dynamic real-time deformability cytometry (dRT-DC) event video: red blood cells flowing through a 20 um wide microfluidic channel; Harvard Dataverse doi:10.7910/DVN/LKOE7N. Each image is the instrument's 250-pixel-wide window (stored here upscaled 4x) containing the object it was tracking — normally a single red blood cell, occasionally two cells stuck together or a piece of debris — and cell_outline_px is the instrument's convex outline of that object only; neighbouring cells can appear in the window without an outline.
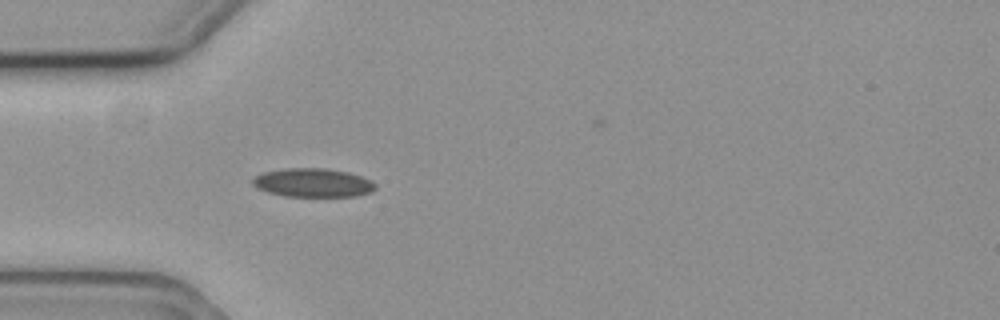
{"species": "common noctule bat (a hibernating species)", "species_latin": "Nyctalus noctula", "temperature_condition": "cold", "stored_images_in_passage": 3, "camera_frame_rate_fps": 3000, "um_per_image_px": 0.085, "animal": {"sex": "female", "body_mass_g": 19.3, "forearm_length_mm": 54.1}, "frame": {"image": 1, "passage_image": 3, "time_ms": 0.667, "image_size_px": [1000, 320], "cell_outline_px": [[376, 188], [372, 192], [356, 196], [284, 196], [268, 192], [256, 188], [252, 184], [252, 176], [264, 172], [284, 168], [324, 168], [348, 172], [372, 180], [376, 184]], "centroid_in_image_um": [26.58, 15.53], "position_along_channel_um": 58.4, "area_um2": 20.69}}